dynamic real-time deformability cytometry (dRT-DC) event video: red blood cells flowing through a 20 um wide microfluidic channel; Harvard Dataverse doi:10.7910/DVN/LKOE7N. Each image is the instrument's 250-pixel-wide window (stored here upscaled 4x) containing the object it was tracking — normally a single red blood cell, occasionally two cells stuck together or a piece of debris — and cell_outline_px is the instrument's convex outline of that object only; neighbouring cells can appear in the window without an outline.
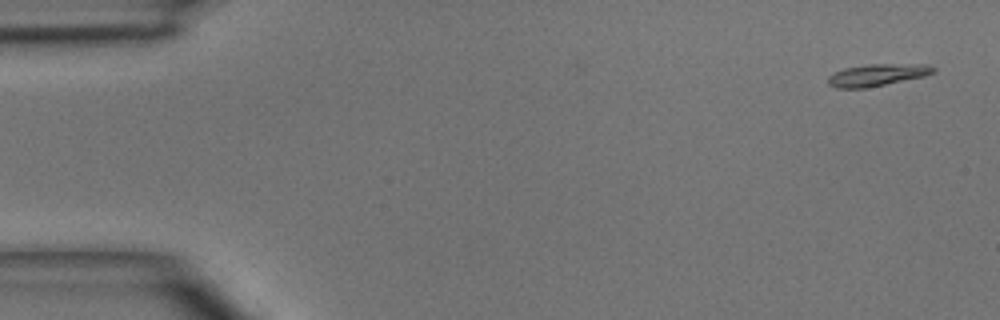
{"species": "common noctule bat (a hibernating species)", "species_latin": "Nyctalus noctula", "temperature_condition": "room temperature", "stored_images_in_passage": 5, "segment_of_instrument_passage": [1, 2], "camera_frame_rate_fps": 3000, "um_per_image_px": 0.085, "animal": {"sex": "male", "body_mass_g": 15.6}, "frame": {"image": 1, "passage_image": 1, "time_ms": 0.0, "image_size_px": [1000, 320], "cell_outline_px": [[936, 72], [924, 76], [864, 88], [836, 88], [828, 84], [828, 76], [844, 68], [872, 64], [928, 64], [936, 68]], "centroid_in_image_um": [74.59, 6.36], "position_along_channel_um": 10.4, "area_um2": 13.35}}
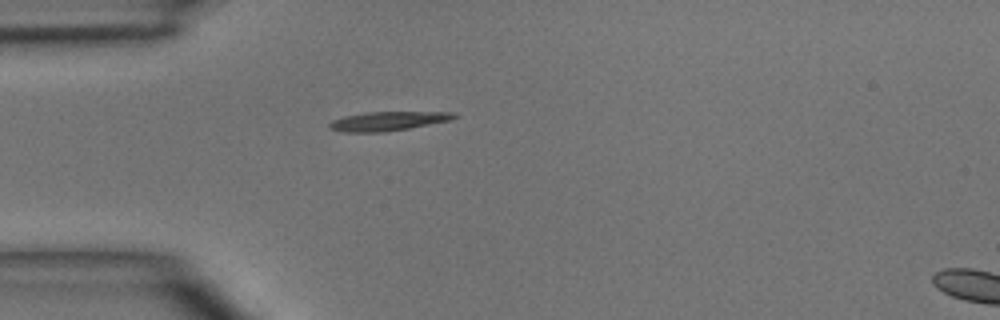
{"frame": {"image": 2, "passage_image": 4, "time_ms": 3.667, "image_size_px": [1000, 320], "cell_outline_px": [[456, 116], [452, 120], [408, 128], [384, 132], [344, 132], [328, 128], [328, 124], [332, 120], [344, 116], [364, 112], [456, 112]], "centroid_in_image_um": [32.94, 10.29], "position_along_channel_um": 52.1, "area_um2": 13.87}}